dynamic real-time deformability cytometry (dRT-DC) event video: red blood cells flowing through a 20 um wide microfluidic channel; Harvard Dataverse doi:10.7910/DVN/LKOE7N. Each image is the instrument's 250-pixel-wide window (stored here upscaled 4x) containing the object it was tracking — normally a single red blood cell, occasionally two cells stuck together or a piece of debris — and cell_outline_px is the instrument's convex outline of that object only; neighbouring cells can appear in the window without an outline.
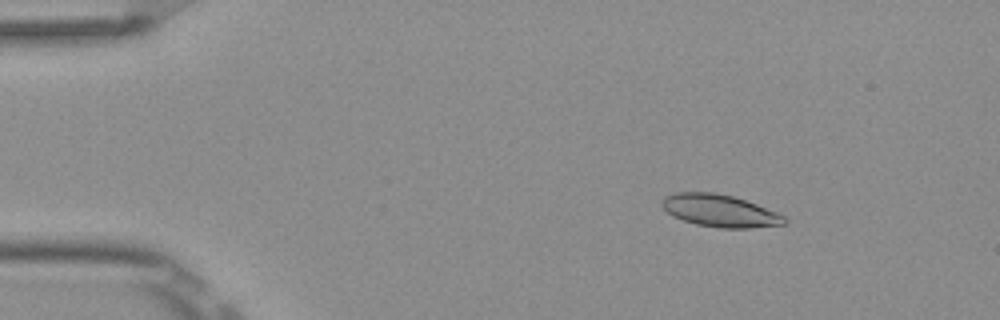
{"species": "Egyptian fruit bat (a non-hibernating species)", "species_latin": "Rousettus aegyptiacus", "temperature_condition": "room temperature", "stored_images_in_passage": 7, "camera_frame_rate_fps": 3000, "um_per_image_px": 0.085, "frame": {"image": 1, "passage_image": 3, "time_ms": 0.667, "image_size_px": [1000, 320], "cell_outline_px": [[788, 220], [784, 224], [752, 228], [720, 228], [696, 224], [672, 216], [660, 204], [660, 200], [664, 196], [676, 192], [716, 192], [732, 196], [756, 204], [776, 212], [784, 216]], "centroid_in_image_um": [61.15, 17.91], "position_along_channel_um": 23.8, "area_um2": 23.06}}
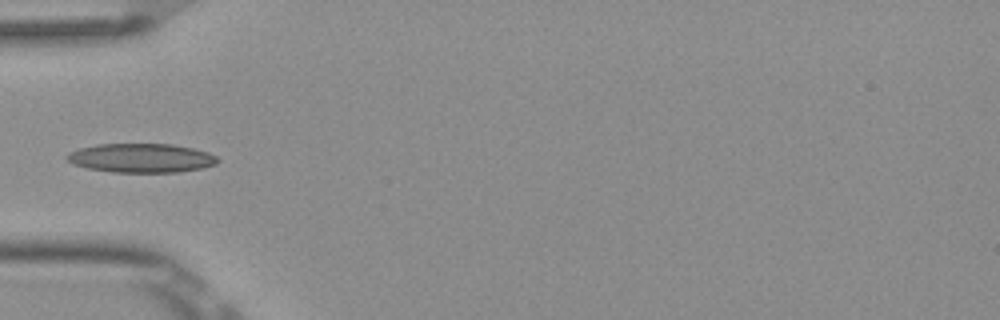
{"frame": {"image": 2, "passage_image": 6, "time_ms": 1.667, "image_size_px": [1000, 320], "cell_outline_px": [[220, 160], [216, 164], [204, 168], [176, 172], [112, 172], [88, 168], [72, 164], [64, 156], [68, 152], [80, 148], [96, 144], [172, 144], [192, 148], [208, 152], [216, 156]], "centroid_in_image_um": [12.0, 13.43], "position_along_channel_um": 73.0, "area_um2": 25.61}}
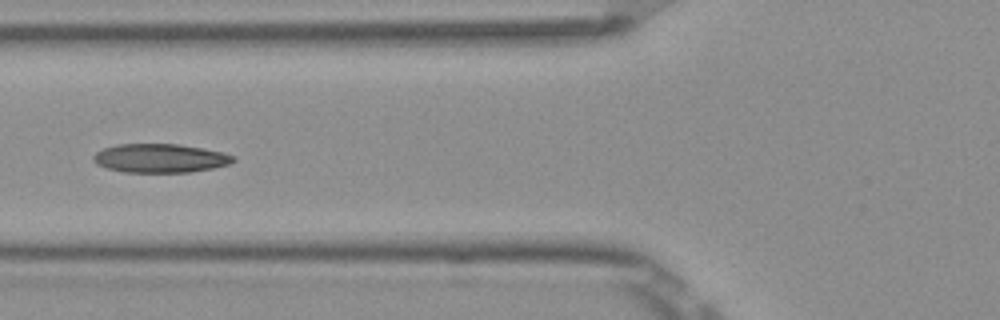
{"frame": {"image": 3, "passage_image": 7, "time_ms": 2.0, "image_size_px": [1000, 320], "cell_outline_px": [[236, 160], [228, 164], [212, 168], [188, 172], [124, 172], [108, 168], [96, 164], [92, 160], [92, 156], [96, 152], [104, 148], [116, 144], [180, 144], [204, 148], [224, 152], [236, 156]], "centroid_in_image_um": [13.62, 13.44], "position_along_channel_um": 112.2, "area_um2": 23.58}}